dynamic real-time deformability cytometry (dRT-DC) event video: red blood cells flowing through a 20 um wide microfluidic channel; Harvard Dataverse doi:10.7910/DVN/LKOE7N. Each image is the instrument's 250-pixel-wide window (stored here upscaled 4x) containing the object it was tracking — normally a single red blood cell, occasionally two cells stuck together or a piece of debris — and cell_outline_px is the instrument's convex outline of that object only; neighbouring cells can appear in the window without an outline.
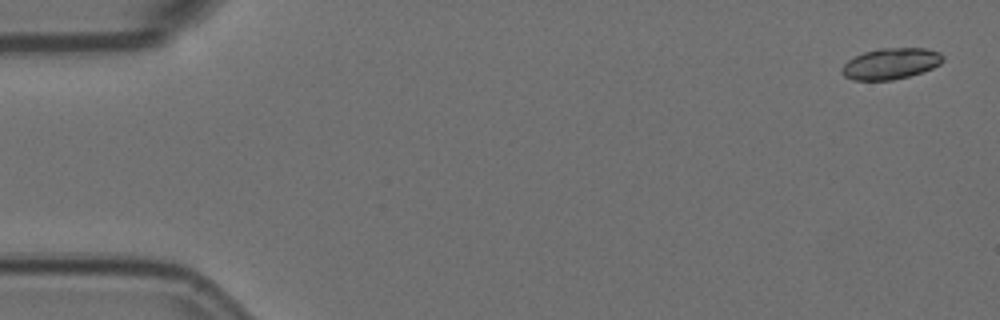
{"species": "Egyptian fruit bat (a non-hibernating species)", "species_latin": "Rousettus aegyptiacus", "temperature_condition": "room temperature", "stored_images_in_passage": 5, "camera_frame_rate_fps": 3000, "um_per_image_px": 0.085, "animal": {"sex": "female"}, "frame": {"image": 1, "passage_image": 1, "time_ms": 0.0, "image_size_px": [1000, 320], "cell_outline_px": [[944, 60], [940, 64], [932, 68], [908, 76], [892, 80], [852, 80], [844, 76], [840, 72], [840, 68], [848, 60], [864, 52], [880, 48], [924, 48], [940, 52], [944, 56]], "centroid_in_image_um": [75.7, 5.41], "position_along_channel_um": 9.3, "area_um2": 18.32}}